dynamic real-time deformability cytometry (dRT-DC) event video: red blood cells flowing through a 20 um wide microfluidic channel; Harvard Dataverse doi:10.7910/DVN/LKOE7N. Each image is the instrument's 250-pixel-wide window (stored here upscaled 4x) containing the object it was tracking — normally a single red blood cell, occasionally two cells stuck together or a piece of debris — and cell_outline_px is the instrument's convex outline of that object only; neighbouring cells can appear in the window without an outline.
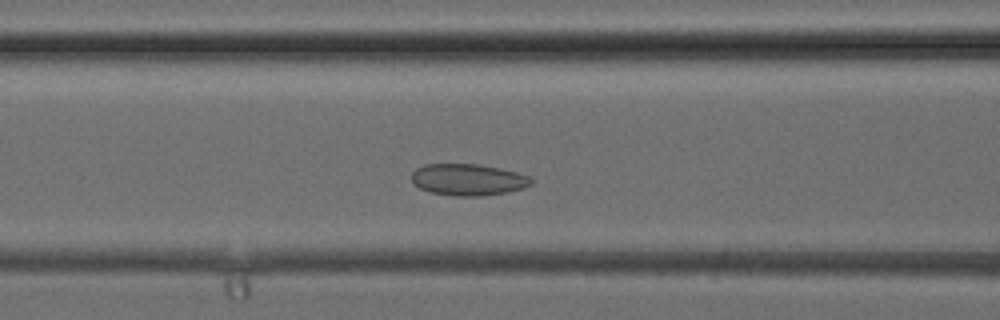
{"species": "common noctule bat (a hibernating species)", "species_latin": "Nyctalus noctula", "temperature_condition": "cold", "stored_images_in_passage": 34, "camera_frame_rate_fps": 3000, "um_per_image_px": 0.085, "animal": {"sex": "female", "body_mass_g": 24.6, "forearm_length_mm": 56.2}, "frame": {"image": 1, "passage_image": 11, "time_ms": 3.333, "image_size_px": [1000, 320], "cell_outline_px": [[532, 184], [524, 188], [508, 192], [480, 196], [456, 196], [432, 192], [420, 188], [412, 184], [412, 172], [416, 168], [424, 164], [480, 164], [500, 168], [516, 172], [528, 176], [532, 180]], "centroid_in_image_um": [39.78, 15.26], "position_along_channel_um": 126.8, "area_um2": 22.08}}
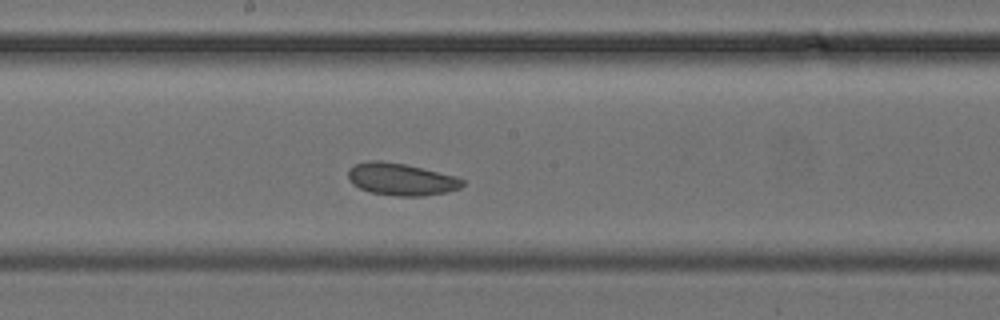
{"frame": {"image": 2, "passage_image": 16, "time_ms": 5.0, "image_size_px": [1000, 320], "cell_outline_px": [[464, 184], [460, 188], [448, 192], [424, 196], [396, 196], [372, 192], [360, 188], [352, 184], [348, 180], [348, 168], [356, 164], [368, 160], [380, 160], [404, 164], [456, 176], [464, 180]], "centroid_in_image_um": [34.09, 15.24], "position_along_channel_um": 214.1, "area_um2": 21.5}}
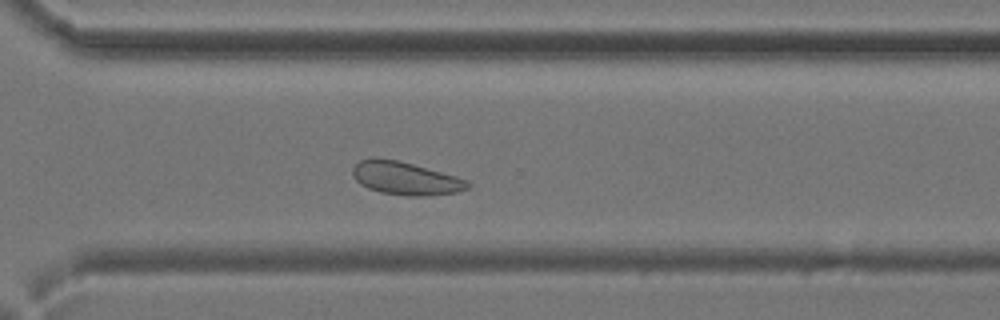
{"frame": {"image": 3, "passage_image": 23, "time_ms": 7.333, "image_size_px": [1000, 320], "cell_outline_px": [[472, 184], [468, 188], [456, 192], [428, 196], [404, 196], [380, 192], [368, 188], [360, 184], [352, 176], [352, 168], [360, 160], [372, 156], [376, 156], [400, 160], [456, 176], [468, 180]], "centroid_in_image_um": [34.44, 15.14], "position_along_channel_um": 336.2, "area_um2": 22.6}}